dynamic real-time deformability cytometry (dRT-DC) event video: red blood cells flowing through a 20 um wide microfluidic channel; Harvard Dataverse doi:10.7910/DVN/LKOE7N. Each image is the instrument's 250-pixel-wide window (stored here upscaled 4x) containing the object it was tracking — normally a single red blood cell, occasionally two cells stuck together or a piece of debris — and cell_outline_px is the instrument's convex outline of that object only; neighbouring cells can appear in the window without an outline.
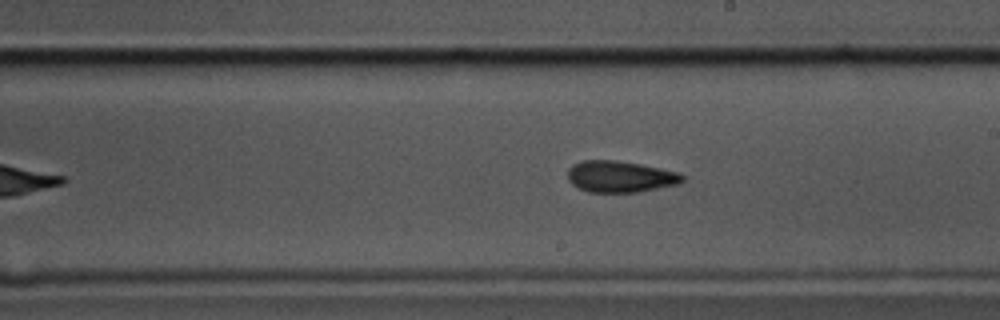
{"species": "common noctule bat (a hibernating species)", "species_latin": "Nyctalus noctula", "temperature_condition": "cold", "stored_images_in_passage": 49, "camera_frame_rate_fps": 3000, "um_per_image_px": 0.085, "animal": {"sex": "male", "body_mass_g": 17.5, "forearm_length_mm": 52.3}, "frame": {"image": 1, "passage_image": 24, "time_ms": 7.667, "image_size_px": [1000, 320], "cell_outline_px": [[684, 180], [680, 184], [636, 192], [588, 192], [572, 184], [568, 180], [568, 168], [572, 164], [584, 160], [616, 160], [640, 164], [660, 168], [676, 172], [684, 176]], "centroid_in_image_um": [52.7, 15.01], "position_along_channel_um": 236.3, "area_um2": 20.98}}
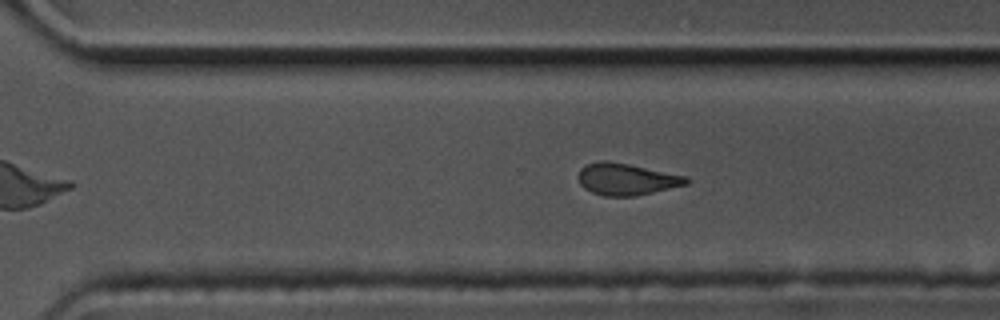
{"frame": {"image": 2, "passage_image": 31, "time_ms": 10.0, "image_size_px": [1000, 320], "cell_outline_px": [[692, 180], [688, 184], [636, 196], [604, 196], [592, 192], [584, 188], [580, 184], [576, 176], [580, 168], [584, 164], [600, 160], [608, 160], [628, 164], [684, 176]], "centroid_in_image_um": [53.18, 15.23], "position_along_channel_um": 317.4, "area_um2": 20.11}}
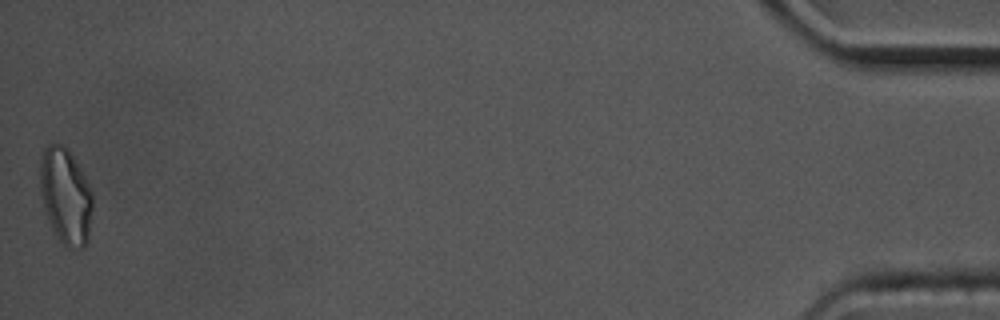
{"frame": {"image": 3, "passage_image": 49, "time_ms": 16.0, "image_size_px": [1000, 320], "cell_outline_px": [[92, 208], [88, 240], [84, 248], [68, 248], [60, 240], [52, 228], [40, 192], [40, 156], [44, 148], [48, 144], [60, 144], [68, 148], [80, 168], [92, 192]], "centroid_in_image_um": [5.58, 16.64], "position_along_channel_um": 429.6, "area_um2": 29.19}, "authors_computed_cell_mechanics": {"area_um2": 21.2126, "velocity_mm_per_s": 3.4765, "shape_relaxation_time_tau1_ms": null, "shape_relaxation_time_tau2_ms": 4.8009, "deformation_change_tau1": null, "deformation_change_tau2": 0.1267}}